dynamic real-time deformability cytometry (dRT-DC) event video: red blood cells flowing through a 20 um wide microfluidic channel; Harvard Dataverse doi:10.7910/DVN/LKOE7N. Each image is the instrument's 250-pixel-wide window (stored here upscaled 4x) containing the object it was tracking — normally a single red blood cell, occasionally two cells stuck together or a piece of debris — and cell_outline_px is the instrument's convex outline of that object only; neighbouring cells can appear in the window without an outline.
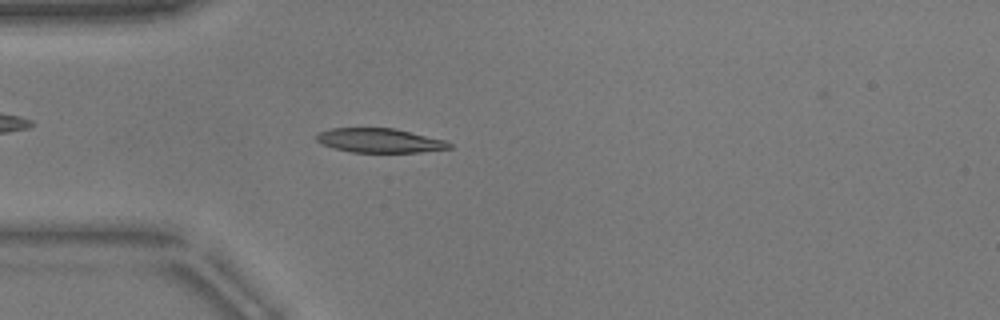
{"species": "common noctule bat (a hibernating species)", "species_latin": "Nyctalus noctula", "temperature_condition": "warm", "stored_images_in_passage": 48, "camera_frame_rate_fps": 3000, "um_per_image_px": 0.085, "animal": {"sex": "male", "body_mass_g": 17.9}, "frame": {"image": 1, "passage_image": 10, "time_ms": 3.0, "image_size_px": [1000, 320], "cell_outline_px": [[452, 148], [420, 152], [352, 152], [332, 148], [316, 140], [316, 136], [320, 132], [332, 128], [396, 128], [444, 140], [452, 144]], "centroid_in_image_um": [32.28, 11.94], "position_along_channel_um": 52.7, "area_um2": 18.67}}
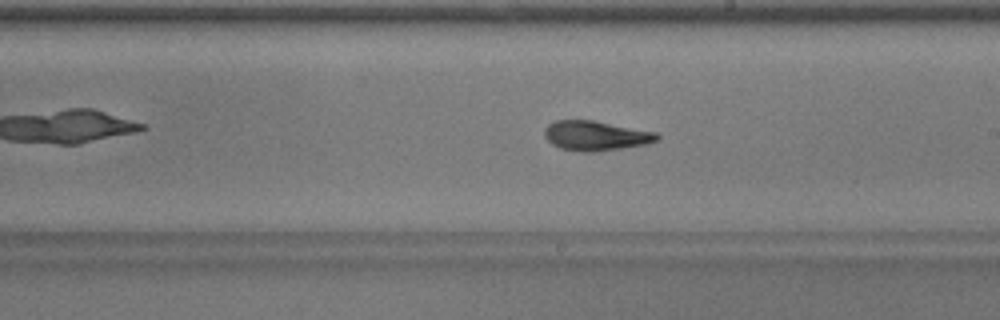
{"frame": {"image": 2, "passage_image": 25, "time_ms": 8.0, "image_size_px": [1000, 320], "cell_outline_px": [[660, 136], [656, 140], [644, 144], [620, 148], [592, 152], [584, 152], [560, 148], [552, 144], [544, 136], [544, 128], [548, 124], [556, 120], [592, 120], [656, 132]], "centroid_in_image_um": [50.58, 11.52], "position_along_channel_um": 238.4, "area_um2": 19.25}}
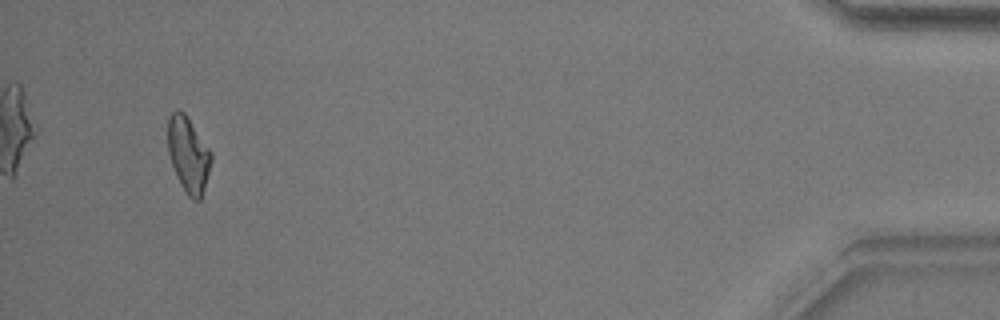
{"frame": {"image": 3, "passage_image": 45, "time_ms": 14.667, "image_size_px": [1000, 320], "cell_outline_px": [[212, 160], [204, 188], [200, 200], [192, 200], [188, 196], [180, 184], [176, 176], [168, 152], [168, 116], [176, 108], [184, 112], [212, 152]], "centroid_in_image_um": [16.0, 13.13], "position_along_channel_um": 419.2, "area_um2": 19.07}, "authors_computed_cell_mechanics": {"area_um2": 18.8717, "velocity_mm_per_s": 3.8439, "shape_relaxation_time_tau1_ms": 4.6696, "shape_relaxation_time_tau2_ms": 2.1945, "deformation_change_tau1": 0.1745, "deformation_change_tau2": 0.0833}}